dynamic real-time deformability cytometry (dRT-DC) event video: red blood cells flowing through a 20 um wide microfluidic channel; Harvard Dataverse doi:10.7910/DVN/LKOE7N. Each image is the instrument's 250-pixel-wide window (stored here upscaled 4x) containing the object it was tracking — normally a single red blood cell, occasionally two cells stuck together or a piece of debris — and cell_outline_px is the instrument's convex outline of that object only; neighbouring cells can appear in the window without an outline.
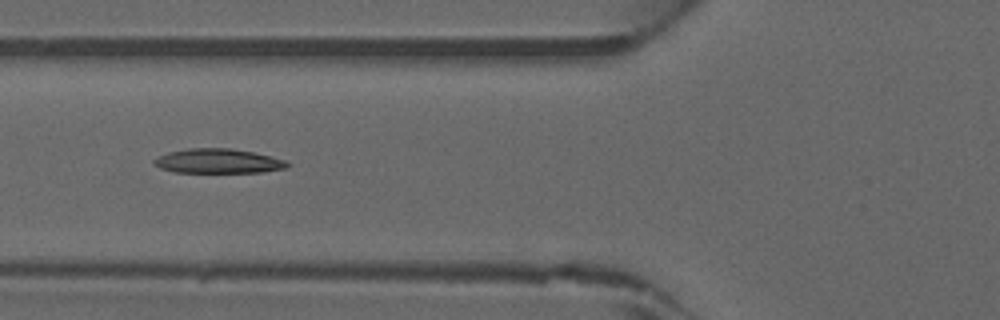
{"species": "common noctule bat (a hibernating species)", "species_latin": "Nyctalus noctula", "temperature_condition": "warm", "stored_images_in_passage": 31, "camera_frame_rate_fps": 3000, "um_per_image_px": 0.085, "animal": {"sex": "male", "forearm_length_mm": 52.5}, "frame": {"image": 1, "passage_image": 5, "time_ms": 1.333, "image_size_px": [1000, 320], "cell_outline_px": [[288, 168], [264, 172], [172, 172], [160, 168], [152, 164], [152, 160], [168, 152], [188, 148], [232, 148], [272, 156], [288, 160]], "centroid_in_image_um": [18.55, 13.69], "position_along_channel_um": 107.2, "area_um2": 19.19}}